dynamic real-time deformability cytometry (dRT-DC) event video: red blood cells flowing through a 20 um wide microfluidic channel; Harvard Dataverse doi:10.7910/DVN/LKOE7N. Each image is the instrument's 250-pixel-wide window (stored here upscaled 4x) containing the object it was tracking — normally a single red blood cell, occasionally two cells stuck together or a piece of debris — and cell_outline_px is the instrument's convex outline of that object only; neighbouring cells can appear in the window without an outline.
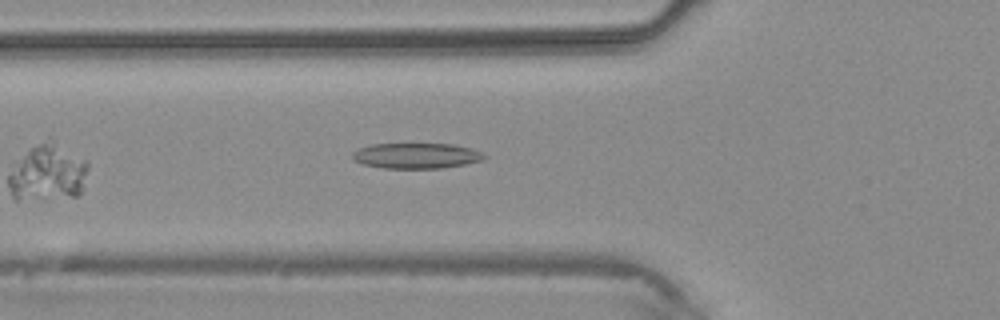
{"species": "common noctule bat (a hibernating species)", "species_latin": "Nyctalus noctula", "temperature_condition": "warm", "stored_images_in_passage": 2, "camera_frame_rate_fps": 3000, "um_per_image_px": 0.085, "animal": {"sex": "male", "body_mass_g": 20.4}, "frame": {"image": 1, "passage_image": 2, "time_ms": 1.333, "image_size_px": [1000, 320], "cell_outline_px": [[488, 156], [484, 160], [444, 168], [384, 168], [364, 164], [352, 160], [352, 152], [360, 148], [372, 144], [452, 144], [472, 148]], "centroid_in_image_um": [35.4, 13.24], "position_along_channel_um": 90.4, "area_um2": 19.59}}